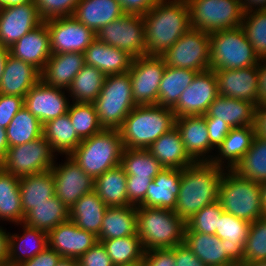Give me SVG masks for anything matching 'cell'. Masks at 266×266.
Segmentation results:
<instances>
[{"label":"cell","instance_id":"6da1fadb","mask_svg":"<svg viewBox=\"0 0 266 266\" xmlns=\"http://www.w3.org/2000/svg\"><path fill=\"white\" fill-rule=\"evenodd\" d=\"M143 18L149 56H162L191 28L186 0H158Z\"/></svg>","mask_w":266,"mask_h":266},{"label":"cell","instance_id":"7a4b0ae2","mask_svg":"<svg viewBox=\"0 0 266 266\" xmlns=\"http://www.w3.org/2000/svg\"><path fill=\"white\" fill-rule=\"evenodd\" d=\"M225 170L212 162H194L183 168L174 212L186 222L205 206L218 201Z\"/></svg>","mask_w":266,"mask_h":266},{"label":"cell","instance_id":"3957f363","mask_svg":"<svg viewBox=\"0 0 266 266\" xmlns=\"http://www.w3.org/2000/svg\"><path fill=\"white\" fill-rule=\"evenodd\" d=\"M172 109L161 105H136L118 129L124 148L148 149L175 126Z\"/></svg>","mask_w":266,"mask_h":266},{"label":"cell","instance_id":"277c9868","mask_svg":"<svg viewBox=\"0 0 266 266\" xmlns=\"http://www.w3.org/2000/svg\"><path fill=\"white\" fill-rule=\"evenodd\" d=\"M186 222L173 210L137 207V235L145 251L184 243Z\"/></svg>","mask_w":266,"mask_h":266},{"label":"cell","instance_id":"5b68a950","mask_svg":"<svg viewBox=\"0 0 266 266\" xmlns=\"http://www.w3.org/2000/svg\"><path fill=\"white\" fill-rule=\"evenodd\" d=\"M124 146L117 129H103L83 139L69 155L94 180L120 165Z\"/></svg>","mask_w":266,"mask_h":266},{"label":"cell","instance_id":"8992f818","mask_svg":"<svg viewBox=\"0 0 266 266\" xmlns=\"http://www.w3.org/2000/svg\"><path fill=\"white\" fill-rule=\"evenodd\" d=\"M218 202L225 212L250 223L265 216L261 204V184L240 177L233 170L224 171Z\"/></svg>","mask_w":266,"mask_h":266},{"label":"cell","instance_id":"52a82bcc","mask_svg":"<svg viewBox=\"0 0 266 266\" xmlns=\"http://www.w3.org/2000/svg\"><path fill=\"white\" fill-rule=\"evenodd\" d=\"M94 105L103 129L118 130L136 106L129 71L107 75Z\"/></svg>","mask_w":266,"mask_h":266},{"label":"cell","instance_id":"ba28073f","mask_svg":"<svg viewBox=\"0 0 266 266\" xmlns=\"http://www.w3.org/2000/svg\"><path fill=\"white\" fill-rule=\"evenodd\" d=\"M260 60L241 26L210 33V70L251 67Z\"/></svg>","mask_w":266,"mask_h":266},{"label":"cell","instance_id":"9c48e42d","mask_svg":"<svg viewBox=\"0 0 266 266\" xmlns=\"http://www.w3.org/2000/svg\"><path fill=\"white\" fill-rule=\"evenodd\" d=\"M191 28L207 33L241 26L244 12L240 0H186Z\"/></svg>","mask_w":266,"mask_h":266},{"label":"cell","instance_id":"30bf717a","mask_svg":"<svg viewBox=\"0 0 266 266\" xmlns=\"http://www.w3.org/2000/svg\"><path fill=\"white\" fill-rule=\"evenodd\" d=\"M57 155L41 136L34 141L9 147L0 167L20 178L51 170Z\"/></svg>","mask_w":266,"mask_h":266},{"label":"cell","instance_id":"8fae6325","mask_svg":"<svg viewBox=\"0 0 266 266\" xmlns=\"http://www.w3.org/2000/svg\"><path fill=\"white\" fill-rule=\"evenodd\" d=\"M162 57L170 67L210 70V33L190 28Z\"/></svg>","mask_w":266,"mask_h":266},{"label":"cell","instance_id":"7c38bea8","mask_svg":"<svg viewBox=\"0 0 266 266\" xmlns=\"http://www.w3.org/2000/svg\"><path fill=\"white\" fill-rule=\"evenodd\" d=\"M96 39L125 51L133 58L147 55L144 18L140 15L123 14L103 26L96 33Z\"/></svg>","mask_w":266,"mask_h":266},{"label":"cell","instance_id":"4fadbf2b","mask_svg":"<svg viewBox=\"0 0 266 266\" xmlns=\"http://www.w3.org/2000/svg\"><path fill=\"white\" fill-rule=\"evenodd\" d=\"M165 66L162 56L144 55L133 59L129 75L136 105H158L159 85Z\"/></svg>","mask_w":266,"mask_h":266},{"label":"cell","instance_id":"5bb4252c","mask_svg":"<svg viewBox=\"0 0 266 266\" xmlns=\"http://www.w3.org/2000/svg\"><path fill=\"white\" fill-rule=\"evenodd\" d=\"M50 35L52 54L84 53L96 39V34L73 16L44 21Z\"/></svg>","mask_w":266,"mask_h":266},{"label":"cell","instance_id":"9a60e30c","mask_svg":"<svg viewBox=\"0 0 266 266\" xmlns=\"http://www.w3.org/2000/svg\"><path fill=\"white\" fill-rule=\"evenodd\" d=\"M51 168L55 183V196L70 209L84 194L94 191L95 180L86 174L69 156Z\"/></svg>","mask_w":266,"mask_h":266},{"label":"cell","instance_id":"2e32d148","mask_svg":"<svg viewBox=\"0 0 266 266\" xmlns=\"http://www.w3.org/2000/svg\"><path fill=\"white\" fill-rule=\"evenodd\" d=\"M219 96L214 70L199 72L180 95L172 109L176 118L205 115L209 105Z\"/></svg>","mask_w":266,"mask_h":266},{"label":"cell","instance_id":"e0dca14e","mask_svg":"<svg viewBox=\"0 0 266 266\" xmlns=\"http://www.w3.org/2000/svg\"><path fill=\"white\" fill-rule=\"evenodd\" d=\"M67 93V90L47 86L40 80L24 96V107L43 125L68 113L71 100Z\"/></svg>","mask_w":266,"mask_h":266},{"label":"cell","instance_id":"ac0fdd59","mask_svg":"<svg viewBox=\"0 0 266 266\" xmlns=\"http://www.w3.org/2000/svg\"><path fill=\"white\" fill-rule=\"evenodd\" d=\"M43 22L33 0L16 6L0 7V45L10 48Z\"/></svg>","mask_w":266,"mask_h":266},{"label":"cell","instance_id":"d6986e66","mask_svg":"<svg viewBox=\"0 0 266 266\" xmlns=\"http://www.w3.org/2000/svg\"><path fill=\"white\" fill-rule=\"evenodd\" d=\"M218 94L248 101L255 106L258 97V65L240 69H215Z\"/></svg>","mask_w":266,"mask_h":266},{"label":"cell","instance_id":"ffe728a7","mask_svg":"<svg viewBox=\"0 0 266 266\" xmlns=\"http://www.w3.org/2000/svg\"><path fill=\"white\" fill-rule=\"evenodd\" d=\"M47 235L48 247L62 258L79 259L98 241L94 233L81 229L71 220L57 225Z\"/></svg>","mask_w":266,"mask_h":266},{"label":"cell","instance_id":"44dd1931","mask_svg":"<svg viewBox=\"0 0 266 266\" xmlns=\"http://www.w3.org/2000/svg\"><path fill=\"white\" fill-rule=\"evenodd\" d=\"M175 126L190 158L194 162H211L215 150L210 144L204 115L175 118Z\"/></svg>","mask_w":266,"mask_h":266},{"label":"cell","instance_id":"7402d4cb","mask_svg":"<svg viewBox=\"0 0 266 266\" xmlns=\"http://www.w3.org/2000/svg\"><path fill=\"white\" fill-rule=\"evenodd\" d=\"M9 52L13 57L33 65L42 72L52 54L47 24L43 22L22 36L9 48Z\"/></svg>","mask_w":266,"mask_h":266},{"label":"cell","instance_id":"603a6c76","mask_svg":"<svg viewBox=\"0 0 266 266\" xmlns=\"http://www.w3.org/2000/svg\"><path fill=\"white\" fill-rule=\"evenodd\" d=\"M182 169L164 168L149 184L144 202L137 207L175 210Z\"/></svg>","mask_w":266,"mask_h":266},{"label":"cell","instance_id":"cb8c5ba5","mask_svg":"<svg viewBox=\"0 0 266 266\" xmlns=\"http://www.w3.org/2000/svg\"><path fill=\"white\" fill-rule=\"evenodd\" d=\"M84 65V53L51 54L41 72V80L47 86L68 90Z\"/></svg>","mask_w":266,"mask_h":266},{"label":"cell","instance_id":"d4e9b609","mask_svg":"<svg viewBox=\"0 0 266 266\" xmlns=\"http://www.w3.org/2000/svg\"><path fill=\"white\" fill-rule=\"evenodd\" d=\"M254 137V126L231 128L215 150L217 153H214L211 162L226 170H233L251 147Z\"/></svg>","mask_w":266,"mask_h":266},{"label":"cell","instance_id":"484cf974","mask_svg":"<svg viewBox=\"0 0 266 266\" xmlns=\"http://www.w3.org/2000/svg\"><path fill=\"white\" fill-rule=\"evenodd\" d=\"M41 80V72L9 54L0 82V94L24 97Z\"/></svg>","mask_w":266,"mask_h":266},{"label":"cell","instance_id":"4316f807","mask_svg":"<svg viewBox=\"0 0 266 266\" xmlns=\"http://www.w3.org/2000/svg\"><path fill=\"white\" fill-rule=\"evenodd\" d=\"M253 103L231 97L218 96L204 115L205 120H220L231 128L253 126L255 118Z\"/></svg>","mask_w":266,"mask_h":266},{"label":"cell","instance_id":"83f0119b","mask_svg":"<svg viewBox=\"0 0 266 266\" xmlns=\"http://www.w3.org/2000/svg\"><path fill=\"white\" fill-rule=\"evenodd\" d=\"M133 59L125 51L97 39L84 52L85 64L94 66L106 76L128 72Z\"/></svg>","mask_w":266,"mask_h":266},{"label":"cell","instance_id":"f1b7e54d","mask_svg":"<svg viewBox=\"0 0 266 266\" xmlns=\"http://www.w3.org/2000/svg\"><path fill=\"white\" fill-rule=\"evenodd\" d=\"M19 225L22 227L21 235L10 232L8 266H18L48 247L47 232L28 226L23 222L17 224L18 227Z\"/></svg>","mask_w":266,"mask_h":266},{"label":"cell","instance_id":"f546056e","mask_svg":"<svg viewBox=\"0 0 266 266\" xmlns=\"http://www.w3.org/2000/svg\"><path fill=\"white\" fill-rule=\"evenodd\" d=\"M184 244L196 255L203 265L237 266L227 256V246L216 235L193 232L185 228Z\"/></svg>","mask_w":266,"mask_h":266},{"label":"cell","instance_id":"4dcf8cb0","mask_svg":"<svg viewBox=\"0 0 266 266\" xmlns=\"http://www.w3.org/2000/svg\"><path fill=\"white\" fill-rule=\"evenodd\" d=\"M251 223L223 211L215 235L227 246V256L237 265L244 263V244Z\"/></svg>","mask_w":266,"mask_h":266},{"label":"cell","instance_id":"1f68e13d","mask_svg":"<svg viewBox=\"0 0 266 266\" xmlns=\"http://www.w3.org/2000/svg\"><path fill=\"white\" fill-rule=\"evenodd\" d=\"M147 150L164 168L183 169L194 163L184 148L176 126L160 136Z\"/></svg>","mask_w":266,"mask_h":266},{"label":"cell","instance_id":"d6a6232c","mask_svg":"<svg viewBox=\"0 0 266 266\" xmlns=\"http://www.w3.org/2000/svg\"><path fill=\"white\" fill-rule=\"evenodd\" d=\"M123 14L117 0H80L73 17L96 34Z\"/></svg>","mask_w":266,"mask_h":266},{"label":"cell","instance_id":"836d02e7","mask_svg":"<svg viewBox=\"0 0 266 266\" xmlns=\"http://www.w3.org/2000/svg\"><path fill=\"white\" fill-rule=\"evenodd\" d=\"M137 234V207L133 205L108 207L102 220L98 241Z\"/></svg>","mask_w":266,"mask_h":266},{"label":"cell","instance_id":"e575fe53","mask_svg":"<svg viewBox=\"0 0 266 266\" xmlns=\"http://www.w3.org/2000/svg\"><path fill=\"white\" fill-rule=\"evenodd\" d=\"M108 206L95 191L84 194L70 209L69 220L83 230L99 235Z\"/></svg>","mask_w":266,"mask_h":266},{"label":"cell","instance_id":"d590c367","mask_svg":"<svg viewBox=\"0 0 266 266\" xmlns=\"http://www.w3.org/2000/svg\"><path fill=\"white\" fill-rule=\"evenodd\" d=\"M20 198L24 215L34 205L49 201L55 196V183L51 170L34 175L20 177Z\"/></svg>","mask_w":266,"mask_h":266},{"label":"cell","instance_id":"8d00e7d4","mask_svg":"<svg viewBox=\"0 0 266 266\" xmlns=\"http://www.w3.org/2000/svg\"><path fill=\"white\" fill-rule=\"evenodd\" d=\"M43 137L50 143L52 150L62 157L70 155L82 141L68 113L43 124Z\"/></svg>","mask_w":266,"mask_h":266},{"label":"cell","instance_id":"74e56055","mask_svg":"<svg viewBox=\"0 0 266 266\" xmlns=\"http://www.w3.org/2000/svg\"><path fill=\"white\" fill-rule=\"evenodd\" d=\"M127 174L119 165L95 179L94 191L108 206H128Z\"/></svg>","mask_w":266,"mask_h":266},{"label":"cell","instance_id":"f35d334b","mask_svg":"<svg viewBox=\"0 0 266 266\" xmlns=\"http://www.w3.org/2000/svg\"><path fill=\"white\" fill-rule=\"evenodd\" d=\"M19 181V177L0 167V221L14 223V226L22 223L25 216L22 210Z\"/></svg>","mask_w":266,"mask_h":266},{"label":"cell","instance_id":"ab89813d","mask_svg":"<svg viewBox=\"0 0 266 266\" xmlns=\"http://www.w3.org/2000/svg\"><path fill=\"white\" fill-rule=\"evenodd\" d=\"M69 220V209L56 197L34 205L23 219V223L45 232Z\"/></svg>","mask_w":266,"mask_h":266},{"label":"cell","instance_id":"60d3db41","mask_svg":"<svg viewBox=\"0 0 266 266\" xmlns=\"http://www.w3.org/2000/svg\"><path fill=\"white\" fill-rule=\"evenodd\" d=\"M197 71L165 66L159 85L158 105L173 109L182 92L191 84Z\"/></svg>","mask_w":266,"mask_h":266},{"label":"cell","instance_id":"b9f144b4","mask_svg":"<svg viewBox=\"0 0 266 266\" xmlns=\"http://www.w3.org/2000/svg\"><path fill=\"white\" fill-rule=\"evenodd\" d=\"M106 75L94 66L85 64L75 76L68 95L72 102L94 103L101 92Z\"/></svg>","mask_w":266,"mask_h":266},{"label":"cell","instance_id":"7bdbcfd3","mask_svg":"<svg viewBox=\"0 0 266 266\" xmlns=\"http://www.w3.org/2000/svg\"><path fill=\"white\" fill-rule=\"evenodd\" d=\"M8 146H17L43 136V125L38 118L23 107L6 128Z\"/></svg>","mask_w":266,"mask_h":266},{"label":"cell","instance_id":"ee69618b","mask_svg":"<svg viewBox=\"0 0 266 266\" xmlns=\"http://www.w3.org/2000/svg\"><path fill=\"white\" fill-rule=\"evenodd\" d=\"M240 177L257 183L266 181V139L255 135L251 147L234 167Z\"/></svg>","mask_w":266,"mask_h":266},{"label":"cell","instance_id":"f6af8a7d","mask_svg":"<svg viewBox=\"0 0 266 266\" xmlns=\"http://www.w3.org/2000/svg\"><path fill=\"white\" fill-rule=\"evenodd\" d=\"M101 242L114 266L133 265L142 262L145 250L137 234Z\"/></svg>","mask_w":266,"mask_h":266},{"label":"cell","instance_id":"bcb514c9","mask_svg":"<svg viewBox=\"0 0 266 266\" xmlns=\"http://www.w3.org/2000/svg\"><path fill=\"white\" fill-rule=\"evenodd\" d=\"M120 166L127 175L141 178H155L164 169L147 149L124 148Z\"/></svg>","mask_w":266,"mask_h":266},{"label":"cell","instance_id":"7dc6e473","mask_svg":"<svg viewBox=\"0 0 266 266\" xmlns=\"http://www.w3.org/2000/svg\"><path fill=\"white\" fill-rule=\"evenodd\" d=\"M68 115L77 135L83 140L103 130L94 103L71 102Z\"/></svg>","mask_w":266,"mask_h":266},{"label":"cell","instance_id":"c3c4849f","mask_svg":"<svg viewBox=\"0 0 266 266\" xmlns=\"http://www.w3.org/2000/svg\"><path fill=\"white\" fill-rule=\"evenodd\" d=\"M241 27L260 59H266V10L244 13Z\"/></svg>","mask_w":266,"mask_h":266},{"label":"cell","instance_id":"681fc988","mask_svg":"<svg viewBox=\"0 0 266 266\" xmlns=\"http://www.w3.org/2000/svg\"><path fill=\"white\" fill-rule=\"evenodd\" d=\"M266 261V216L251 222L244 244V263Z\"/></svg>","mask_w":266,"mask_h":266},{"label":"cell","instance_id":"f907efd6","mask_svg":"<svg viewBox=\"0 0 266 266\" xmlns=\"http://www.w3.org/2000/svg\"><path fill=\"white\" fill-rule=\"evenodd\" d=\"M222 205L216 201L207 205L186 221V227L193 232L215 235L219 217L223 213Z\"/></svg>","mask_w":266,"mask_h":266},{"label":"cell","instance_id":"816d5d0a","mask_svg":"<svg viewBox=\"0 0 266 266\" xmlns=\"http://www.w3.org/2000/svg\"><path fill=\"white\" fill-rule=\"evenodd\" d=\"M43 21L73 16L80 0H33Z\"/></svg>","mask_w":266,"mask_h":266},{"label":"cell","instance_id":"f5cc1de1","mask_svg":"<svg viewBox=\"0 0 266 266\" xmlns=\"http://www.w3.org/2000/svg\"><path fill=\"white\" fill-rule=\"evenodd\" d=\"M154 178L132 177L127 175V197L128 204L140 206L146 197L149 184Z\"/></svg>","mask_w":266,"mask_h":266},{"label":"cell","instance_id":"db71d44e","mask_svg":"<svg viewBox=\"0 0 266 266\" xmlns=\"http://www.w3.org/2000/svg\"><path fill=\"white\" fill-rule=\"evenodd\" d=\"M24 107V97L0 94V127L10 124L15 114Z\"/></svg>","mask_w":266,"mask_h":266},{"label":"cell","instance_id":"11a10c76","mask_svg":"<svg viewBox=\"0 0 266 266\" xmlns=\"http://www.w3.org/2000/svg\"><path fill=\"white\" fill-rule=\"evenodd\" d=\"M78 260V266H114L102 242L97 241Z\"/></svg>","mask_w":266,"mask_h":266},{"label":"cell","instance_id":"9f6ffc18","mask_svg":"<svg viewBox=\"0 0 266 266\" xmlns=\"http://www.w3.org/2000/svg\"><path fill=\"white\" fill-rule=\"evenodd\" d=\"M143 266H175V247L145 251Z\"/></svg>","mask_w":266,"mask_h":266},{"label":"cell","instance_id":"6f0895ef","mask_svg":"<svg viewBox=\"0 0 266 266\" xmlns=\"http://www.w3.org/2000/svg\"><path fill=\"white\" fill-rule=\"evenodd\" d=\"M205 121L208 129L210 144L216 150L230 132L231 127L226 122L220 120Z\"/></svg>","mask_w":266,"mask_h":266},{"label":"cell","instance_id":"680465c9","mask_svg":"<svg viewBox=\"0 0 266 266\" xmlns=\"http://www.w3.org/2000/svg\"><path fill=\"white\" fill-rule=\"evenodd\" d=\"M124 14L144 16L157 3L158 0H117Z\"/></svg>","mask_w":266,"mask_h":266},{"label":"cell","instance_id":"91938a15","mask_svg":"<svg viewBox=\"0 0 266 266\" xmlns=\"http://www.w3.org/2000/svg\"><path fill=\"white\" fill-rule=\"evenodd\" d=\"M61 258L55 250L47 247L32 259L26 260L18 266H56Z\"/></svg>","mask_w":266,"mask_h":266},{"label":"cell","instance_id":"94428289","mask_svg":"<svg viewBox=\"0 0 266 266\" xmlns=\"http://www.w3.org/2000/svg\"><path fill=\"white\" fill-rule=\"evenodd\" d=\"M175 266H203L186 244L175 246Z\"/></svg>","mask_w":266,"mask_h":266},{"label":"cell","instance_id":"6125c7cd","mask_svg":"<svg viewBox=\"0 0 266 266\" xmlns=\"http://www.w3.org/2000/svg\"><path fill=\"white\" fill-rule=\"evenodd\" d=\"M253 126L255 135L266 139V103L256 106Z\"/></svg>","mask_w":266,"mask_h":266},{"label":"cell","instance_id":"be15d7a7","mask_svg":"<svg viewBox=\"0 0 266 266\" xmlns=\"http://www.w3.org/2000/svg\"><path fill=\"white\" fill-rule=\"evenodd\" d=\"M258 97L259 104L266 103V59L258 63Z\"/></svg>","mask_w":266,"mask_h":266},{"label":"cell","instance_id":"e7e4bbea","mask_svg":"<svg viewBox=\"0 0 266 266\" xmlns=\"http://www.w3.org/2000/svg\"><path fill=\"white\" fill-rule=\"evenodd\" d=\"M10 232L0 225V266H8Z\"/></svg>","mask_w":266,"mask_h":266},{"label":"cell","instance_id":"03108f58","mask_svg":"<svg viewBox=\"0 0 266 266\" xmlns=\"http://www.w3.org/2000/svg\"><path fill=\"white\" fill-rule=\"evenodd\" d=\"M244 13L266 10V0H240Z\"/></svg>","mask_w":266,"mask_h":266},{"label":"cell","instance_id":"003e7915","mask_svg":"<svg viewBox=\"0 0 266 266\" xmlns=\"http://www.w3.org/2000/svg\"><path fill=\"white\" fill-rule=\"evenodd\" d=\"M8 148L6 129L0 127V163L3 161Z\"/></svg>","mask_w":266,"mask_h":266},{"label":"cell","instance_id":"a7ac6f4b","mask_svg":"<svg viewBox=\"0 0 266 266\" xmlns=\"http://www.w3.org/2000/svg\"><path fill=\"white\" fill-rule=\"evenodd\" d=\"M9 54V47L0 45V82L4 72V66Z\"/></svg>","mask_w":266,"mask_h":266},{"label":"cell","instance_id":"89a4df30","mask_svg":"<svg viewBox=\"0 0 266 266\" xmlns=\"http://www.w3.org/2000/svg\"><path fill=\"white\" fill-rule=\"evenodd\" d=\"M31 1L32 0H0V7H11Z\"/></svg>","mask_w":266,"mask_h":266},{"label":"cell","instance_id":"2644e50d","mask_svg":"<svg viewBox=\"0 0 266 266\" xmlns=\"http://www.w3.org/2000/svg\"><path fill=\"white\" fill-rule=\"evenodd\" d=\"M56 266H78V260L74 258H61Z\"/></svg>","mask_w":266,"mask_h":266},{"label":"cell","instance_id":"8c879c8a","mask_svg":"<svg viewBox=\"0 0 266 266\" xmlns=\"http://www.w3.org/2000/svg\"><path fill=\"white\" fill-rule=\"evenodd\" d=\"M261 204L266 216V181L261 183Z\"/></svg>","mask_w":266,"mask_h":266},{"label":"cell","instance_id":"753ad0ef","mask_svg":"<svg viewBox=\"0 0 266 266\" xmlns=\"http://www.w3.org/2000/svg\"><path fill=\"white\" fill-rule=\"evenodd\" d=\"M245 266H266V261L251 262Z\"/></svg>","mask_w":266,"mask_h":266},{"label":"cell","instance_id":"34e18365","mask_svg":"<svg viewBox=\"0 0 266 266\" xmlns=\"http://www.w3.org/2000/svg\"><path fill=\"white\" fill-rule=\"evenodd\" d=\"M126 266H143V263L140 262V263H136V264H133V265H126Z\"/></svg>","mask_w":266,"mask_h":266}]
</instances>
